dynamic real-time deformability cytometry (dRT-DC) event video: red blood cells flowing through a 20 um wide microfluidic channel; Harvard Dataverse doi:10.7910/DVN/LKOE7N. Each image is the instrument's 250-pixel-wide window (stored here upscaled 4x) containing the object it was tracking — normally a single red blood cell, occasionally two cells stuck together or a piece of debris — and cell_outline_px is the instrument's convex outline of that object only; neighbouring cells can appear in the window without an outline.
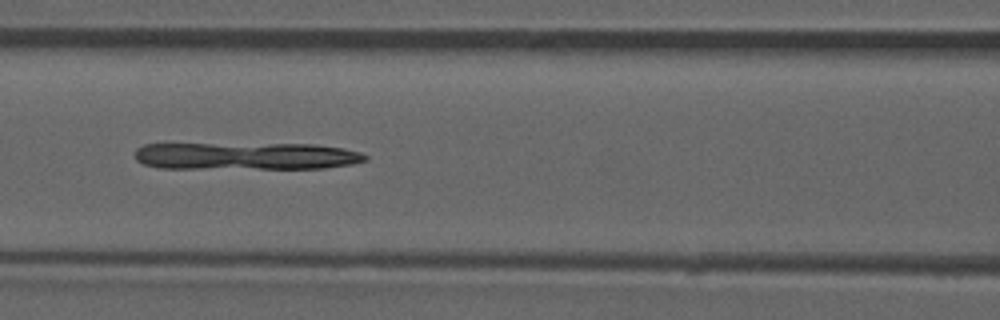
{"species": "common noctule bat (a hibernating species)", "species_latin": "Nyctalus noctula", "temperature_condition": "room temperature", "stored_images_in_passage": 26, "camera_frame_rate_fps": 3000, "um_per_image_px": 0.085, "animal": {"sex": "male", "forearm_length_mm": 52.5}, "frame": {"image": 1, "passage_image": 22, "time_ms": 7.0, "image_size_px": [1000, 320], "cell_outline_px": [[368, 160], [352, 164], [324, 168], [160, 168], [144, 164], [136, 160], [136, 148], [144, 144], [316, 144], [344, 148], [360, 152], [368, 156]], "centroid_in_image_um": [20.95, 13.26], "position_along_channel_um": 145.7, "area_um2": 36.76}}